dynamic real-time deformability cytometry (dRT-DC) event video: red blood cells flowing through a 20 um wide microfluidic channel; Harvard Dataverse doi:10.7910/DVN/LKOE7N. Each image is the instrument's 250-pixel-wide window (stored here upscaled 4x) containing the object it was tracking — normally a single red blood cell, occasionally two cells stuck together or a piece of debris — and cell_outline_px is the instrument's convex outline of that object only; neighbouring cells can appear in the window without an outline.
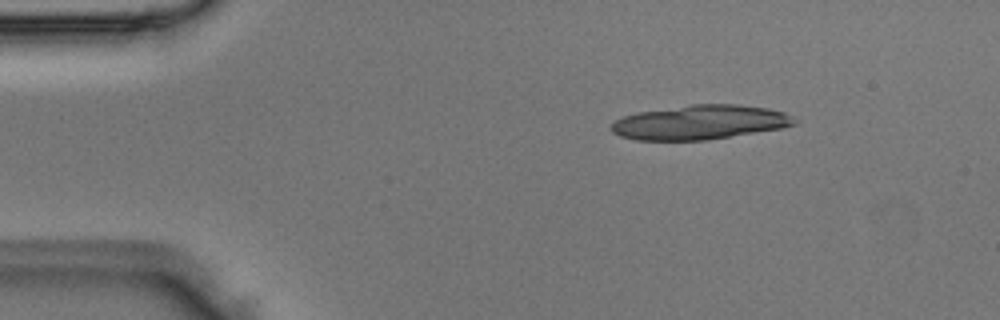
{"species": "Egyptian fruit bat (a non-hibernating species)", "species_latin": "Rousettus aegyptiacus", "temperature_condition": "room temperature", "stored_images_in_passage": 4, "segment_of_instrument_passage": [1, 2], "camera_frame_rate_fps": 3000, "um_per_image_px": 0.085, "animal": {"sex": "male"}, "frame": {"image": 1, "passage_image": 1, "time_ms": 0.0, "image_size_px": [1000, 320], "cell_outline_px": [[800, 120], [796, 124], [780, 128], [708, 140], [636, 140], [620, 136], [612, 132], [608, 128], [616, 120], [624, 116], [636, 112], [692, 104], [736, 104], [768, 108], [784, 112]], "centroid_in_image_um": [59.49, 10.39], "position_along_channel_um": 25.5, "area_um2": 36.82}}